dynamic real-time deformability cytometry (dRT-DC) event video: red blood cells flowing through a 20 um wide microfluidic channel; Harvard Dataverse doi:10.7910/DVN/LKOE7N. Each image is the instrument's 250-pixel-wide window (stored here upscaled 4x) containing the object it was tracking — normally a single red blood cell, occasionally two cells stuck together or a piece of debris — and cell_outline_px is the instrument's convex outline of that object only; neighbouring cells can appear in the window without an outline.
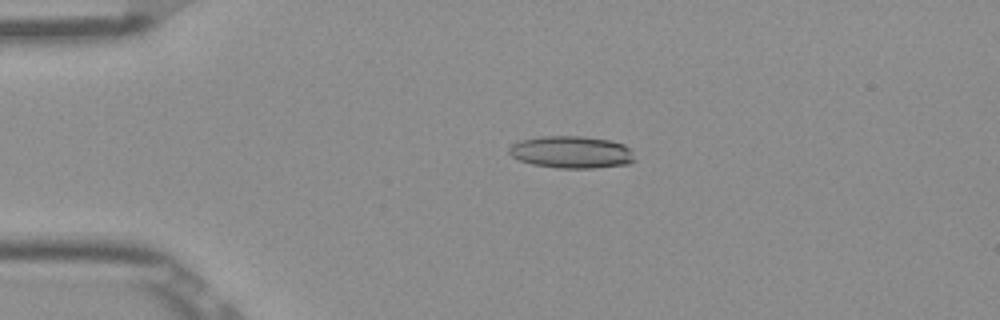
{"species": "Egyptian fruit bat (a non-hibernating species)", "species_latin": "Rousettus aegyptiacus", "temperature_condition": "room temperature", "stored_images_in_passage": 41, "camera_frame_rate_fps": 3000, "um_per_image_px": 0.085, "frame": {"image": 1, "passage_image": 1, "time_ms": 0.0, "image_size_px": [1000, 320], "cell_outline_px": [[636, 160], [628, 164], [596, 168], [556, 168], [532, 164], [520, 160], [512, 156], [508, 152], [508, 148], [512, 144], [520, 140], [540, 136], [580, 136], [608, 140], [624, 144], [628, 148]], "centroid_in_image_um": [48.55, 12.93], "position_along_channel_um": 36.4, "area_um2": 23.58}}
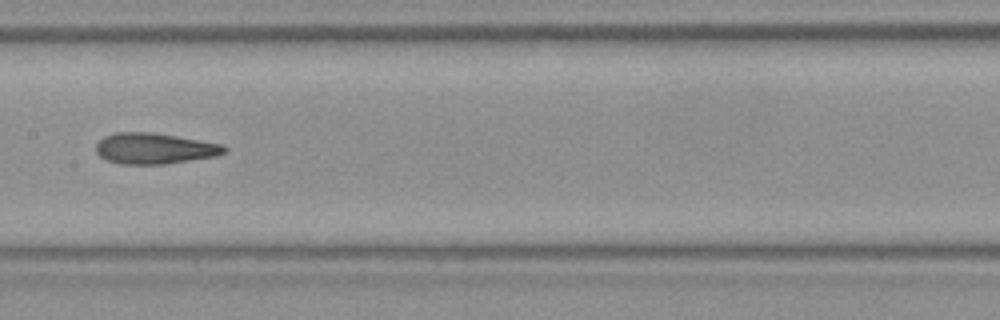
{"frame": {"image": 2, "passage_image": 16, "time_ms": 5.0, "image_size_px": [1000, 320], "cell_outline_px": [[228, 152], [216, 156], [164, 164], [120, 164], [104, 160], [96, 152], [96, 144], [104, 136], [116, 132], [152, 132], [176, 136], [220, 144], [228, 148]], "centroid_in_image_um": [13.1, 12.62], "position_along_channel_um": 194.3, "area_um2": 23.12}}
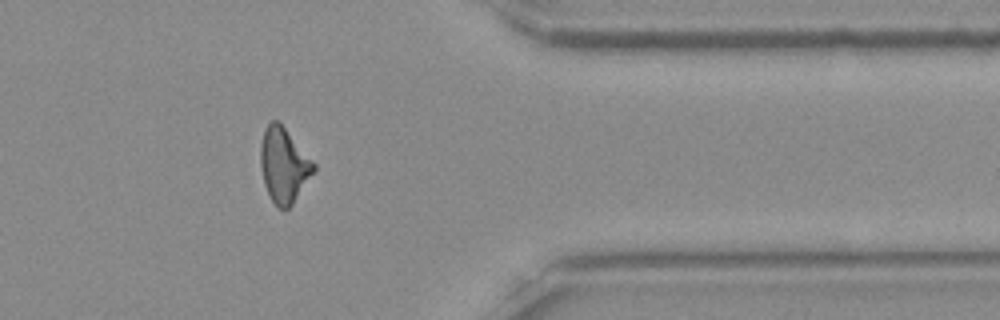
{"frame": {"image": 3, "passage_image": 32, "time_ms": 10.333, "image_size_px": [1000, 320], "cell_outline_px": [[316, 168], [292, 204], [288, 208], [280, 208], [272, 200], [264, 184], [260, 164], [260, 144], [264, 128], [272, 120], [280, 120], [316, 164]], "centroid_in_image_um": [24.11, 13.96], "position_along_channel_um": 387.3, "area_um2": 23.18}, "authors_computed_cell_mechanics": {"area_um2": 23.0044, "velocity_mm_per_s": 3.9137, "shape_relaxation_time_tau1_ms": 8.5783, "shape_relaxation_time_tau2_ms": 2.0628, "deformation_change_tau1": 0.2159, "deformation_change_tau2": 0.1157}}